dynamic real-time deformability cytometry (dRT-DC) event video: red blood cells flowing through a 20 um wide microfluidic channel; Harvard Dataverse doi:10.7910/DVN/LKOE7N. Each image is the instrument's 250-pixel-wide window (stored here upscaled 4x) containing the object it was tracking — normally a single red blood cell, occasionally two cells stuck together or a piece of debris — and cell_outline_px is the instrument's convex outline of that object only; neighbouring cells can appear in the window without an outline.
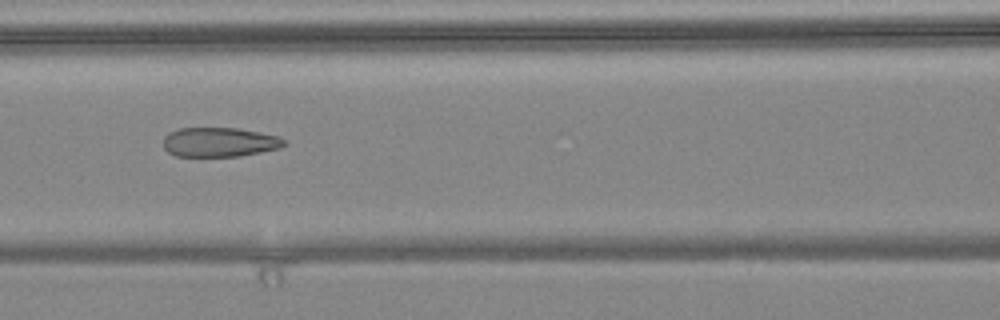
{"species": "common noctule bat (a hibernating species)", "species_latin": "Nyctalus noctula", "temperature_condition": "warm", "stored_images_in_passage": 7, "camera_frame_rate_fps": 3000, "um_per_image_px": 0.085, "animal": {"sex": "female", "body_mass_g": 24.6, "forearm_length_mm": 56.2}, "frame": {"image": 1, "passage_image": 5, "time_ms": 1.333, "image_size_px": [1000, 320], "cell_outline_px": [[284, 144], [280, 148], [240, 156], [176, 156], [168, 152], [164, 148], [164, 136], [168, 132], [180, 128], [236, 128], [280, 136], [284, 140]], "centroid_in_image_um": [18.63, 12.08], "position_along_channel_um": 148.0, "area_um2": 20.63}}
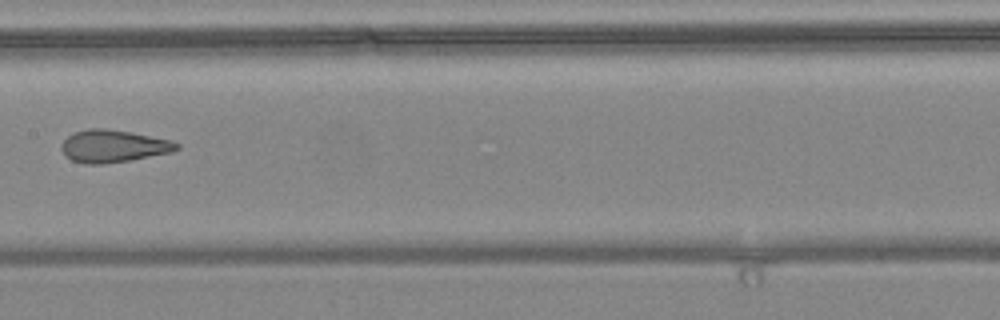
{"frame": {"image": 2, "passage_image": 6, "time_ms": 1.667, "image_size_px": [1000, 320], "cell_outline_px": [[180, 148], [172, 152], [128, 160], [104, 164], [84, 164], [72, 160], [64, 156], [60, 148], [60, 144], [68, 136], [76, 132], [88, 128], [104, 128], [132, 132], [172, 140], [180, 144]], "centroid_in_image_um": [9.62, 12.42], "position_along_channel_um": 197.8, "area_um2": 21.91}}
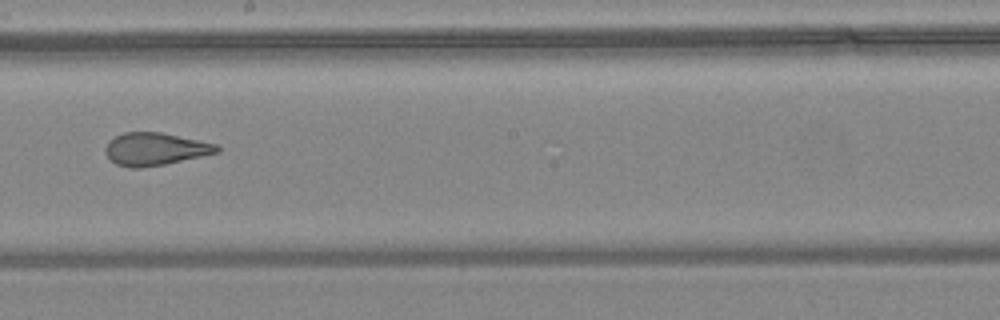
{"frame": {"image": 3, "passage_image": 7, "time_ms": 2.0, "image_size_px": [1000, 320], "cell_outline_px": [[220, 152], [164, 164], [140, 168], [132, 168], [116, 164], [104, 152], [104, 148], [108, 140], [124, 132], [160, 132], [216, 144], [220, 148]], "centroid_in_image_um": [13.15, 12.67], "position_along_channel_um": 235.0, "area_um2": 21.04}}